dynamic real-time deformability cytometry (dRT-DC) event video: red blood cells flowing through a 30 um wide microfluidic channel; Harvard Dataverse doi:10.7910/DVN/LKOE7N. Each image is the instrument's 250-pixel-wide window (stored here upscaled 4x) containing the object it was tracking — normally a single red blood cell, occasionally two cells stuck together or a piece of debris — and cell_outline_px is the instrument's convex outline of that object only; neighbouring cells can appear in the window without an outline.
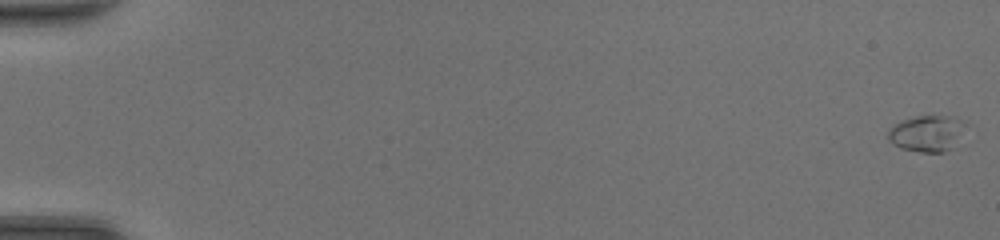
{"species": "common noctule bat (a hibernating species)", "species_latin": "Nyctalus noctula", "temperature_condition": "room temperature", "stored_images_in_passage": 49, "camera_frame_rate_fps": 3000, "um_per_image_px": 0.085, "animal": {"sex": "female", "body_mass_g": 20.0, "forearm_length_mm": 54.0}, "frame": {"image": 1, "passage_image": 1, "time_ms": 0.0, "image_size_px": [1000, 240], "cell_outline_px": [[972, 124], [952, 148], [944, 152], [920, 152], [900, 148], [892, 144], [888, 140], [888, 132], [896, 124], [912, 116], [956, 116], [968, 120]], "centroid_in_image_um": [78.93, 11.32], "position_along_channel_um": 6.1, "area_um2": 16.99}}
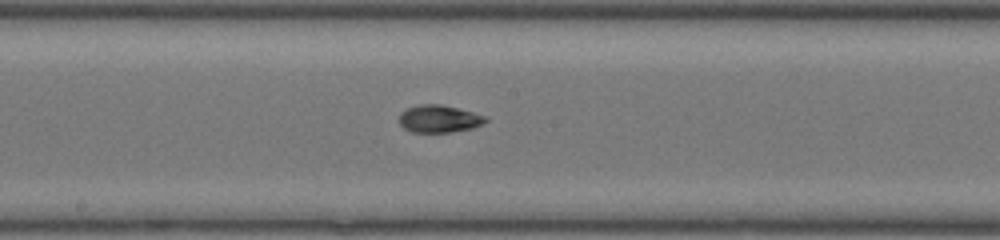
{"frame": {"image": 2, "passage_image": 28, "time_ms": 9.0, "image_size_px": [1000, 240], "cell_outline_px": [[488, 120], [484, 124], [472, 128], [448, 132], [412, 132], [404, 128], [400, 124], [400, 112], [416, 104], [440, 104], [472, 112], [484, 116]], "centroid_in_image_um": [37.3, 10.09], "position_along_channel_um": 210.9, "area_um2": 13.7}}
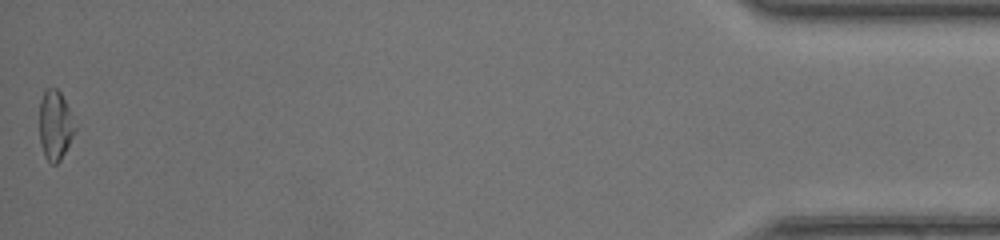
{"frame": {"image": 3, "passage_image": 49, "time_ms": 16.0, "image_size_px": [1000, 240], "cell_outline_px": [[76, 128], [60, 160], [56, 164], [52, 164], [44, 156], [40, 144], [40, 100], [44, 88], [56, 88], [60, 92], [68, 108]], "centroid_in_image_um": [4.65, 10.63], "position_along_channel_um": 430.5, "area_um2": 14.1}, "authors_computed_cell_mechanics": {"area_um2": 13.6986, "velocity_mm_per_s": 4.4128, "shape_relaxation_time_tau1_ms": 5.3308, "shape_relaxation_time_tau2_ms": 0.3085, "deformation_change_tau1": 0.176, "deformation_change_tau2": 0.039}}